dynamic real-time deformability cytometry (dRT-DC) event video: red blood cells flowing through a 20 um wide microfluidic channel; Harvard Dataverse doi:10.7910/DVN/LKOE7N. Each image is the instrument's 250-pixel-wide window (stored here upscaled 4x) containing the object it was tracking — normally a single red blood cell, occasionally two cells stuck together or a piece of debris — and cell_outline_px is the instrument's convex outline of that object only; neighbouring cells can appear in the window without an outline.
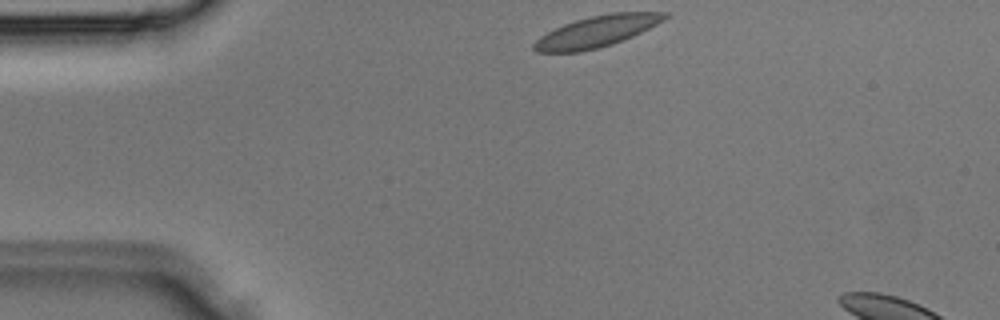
{"species": "Egyptian fruit bat (a non-hibernating species)", "species_latin": "Rousettus aegyptiacus", "temperature_condition": "room temperature", "stored_images_in_passage": 4, "camera_frame_rate_fps": 3000, "um_per_image_px": 0.085, "animal": {"sex": "male"}, "frame": {"image": 1, "passage_image": 1, "time_ms": 0.0, "image_size_px": [1000, 320], "cell_outline_px": [[660, 16], [652, 24], [628, 36], [592, 48], [568, 52], [544, 52], [536, 48], [536, 44], [544, 36], [568, 24], [600, 16], [636, 12]], "centroid_in_image_um": [50.54, 2.73], "position_along_channel_um": 34.5, "area_um2": 19.65}}